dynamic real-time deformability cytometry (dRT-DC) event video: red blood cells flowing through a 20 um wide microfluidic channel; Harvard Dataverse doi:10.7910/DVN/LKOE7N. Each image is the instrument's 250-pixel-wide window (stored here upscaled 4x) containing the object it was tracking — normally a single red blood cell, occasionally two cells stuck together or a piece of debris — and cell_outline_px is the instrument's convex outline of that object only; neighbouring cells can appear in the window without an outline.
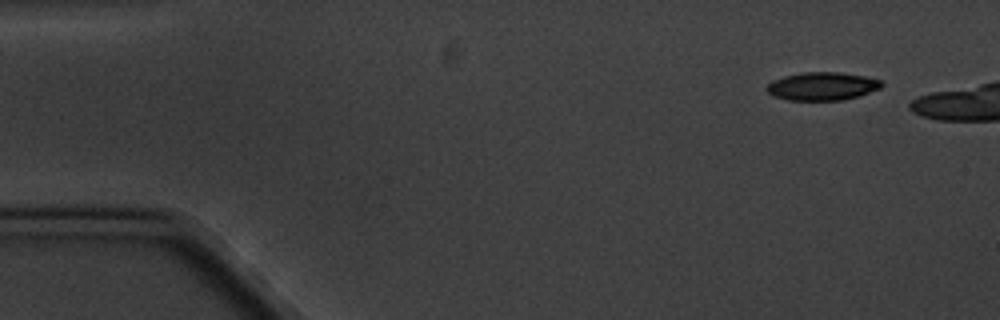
{"species": "common noctule bat (a hibernating species)", "species_latin": "Nyctalus noctula", "temperature_condition": "cold", "stored_images_in_passage": 3, "camera_frame_rate_fps": 3000, "um_per_image_px": 0.085, "animal": {"sex": "male", "body_mass_g": 20.1, "forearm_length_mm": 53.5}, "frame": {"image": 1, "passage_image": 1, "time_ms": 0.0, "image_size_px": [1000, 320], "cell_outline_px": [[884, 84], [880, 88], [860, 96], [840, 100], [788, 100], [772, 96], [764, 88], [772, 80], [784, 76], [800, 72], [840, 72], [864, 76], [880, 80]], "centroid_in_image_um": [69.86, 7.33], "position_along_channel_um": 15.1, "area_um2": 18.96}}